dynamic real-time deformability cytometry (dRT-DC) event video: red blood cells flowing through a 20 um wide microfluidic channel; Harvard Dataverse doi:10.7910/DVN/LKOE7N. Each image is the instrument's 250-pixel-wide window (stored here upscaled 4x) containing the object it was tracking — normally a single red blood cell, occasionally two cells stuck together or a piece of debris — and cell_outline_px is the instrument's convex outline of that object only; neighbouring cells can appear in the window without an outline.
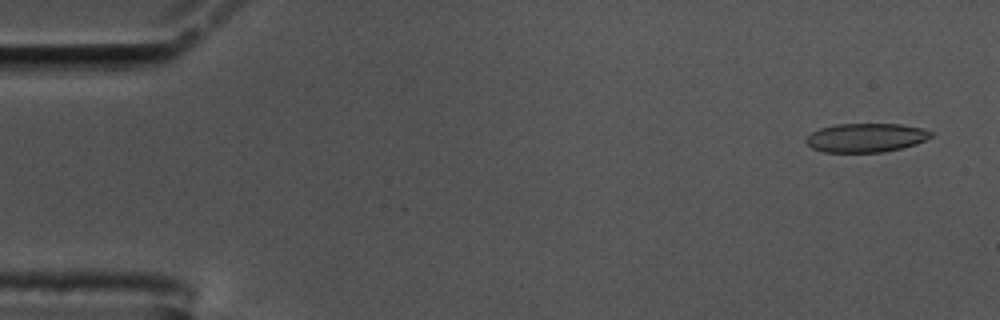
{"species": "common noctule bat (a hibernating species)", "species_latin": "Nyctalus noctula", "temperature_condition": "cold", "stored_images_in_passage": 56, "camera_frame_rate_fps": 3000, "um_per_image_px": 0.085, "animal": {"sex": "male", "body_mass_g": 17.5, "forearm_length_mm": 52.3}, "frame": {"image": 1, "passage_image": 3, "time_ms": 0.667, "image_size_px": [1000, 320], "cell_outline_px": [[936, 132], [932, 136], [916, 144], [884, 152], [824, 152], [812, 148], [804, 140], [812, 132], [820, 128], [836, 124], [900, 124], [920, 128]], "centroid_in_image_um": [73.61, 11.7], "position_along_channel_um": 11.4, "area_um2": 20.98}}
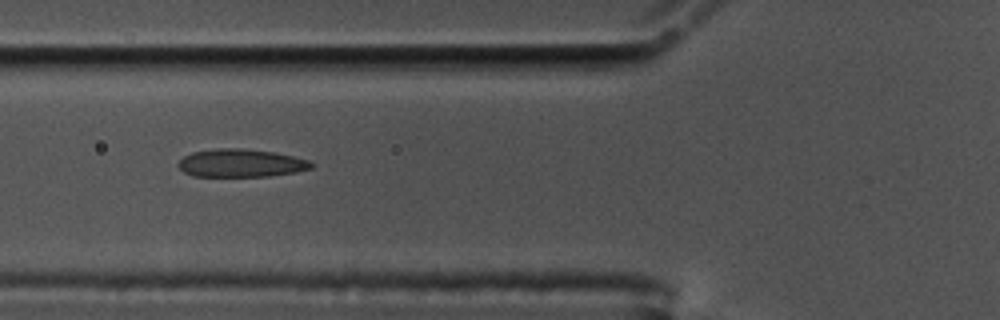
{"frame": {"image": 2, "passage_image": 21, "time_ms": 6.667, "image_size_px": [1000, 320], "cell_outline_px": [[316, 164], [312, 168], [296, 172], [268, 176], [192, 176], [184, 172], [176, 164], [184, 156], [192, 152], [216, 148], [240, 148], [276, 152], [308, 160]], "centroid_in_image_um": [20.48, 13.86], "position_along_channel_um": 105.3, "area_um2": 21.79}}
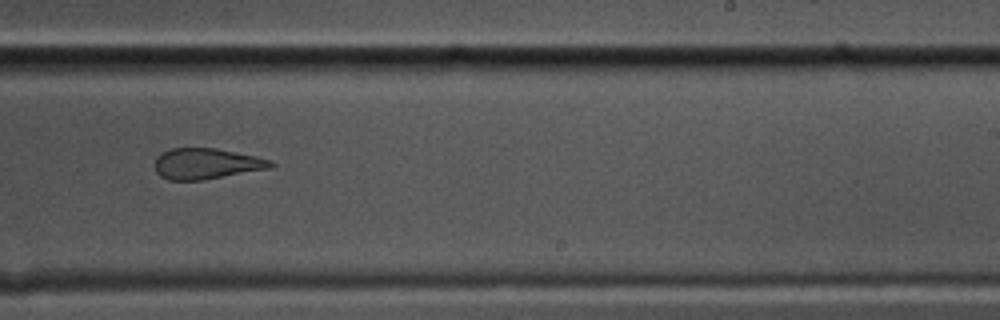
{"frame": {"image": 3, "passage_image": 35, "time_ms": 11.333, "image_size_px": [1000, 320], "cell_outline_px": [[276, 164], [272, 168], [204, 180], [168, 180], [160, 176], [156, 172], [156, 156], [160, 152], [168, 148], [216, 148], [256, 156], [272, 160]], "centroid_in_image_um": [17.56, 13.91], "position_along_channel_um": 271.4, "area_um2": 21.1}, "authors_computed_cell_mechanics": {"area_um2": 22.2241, "velocity_mm_per_s": 3.5631, "shape_relaxation_time_tau1_ms": 10.5915, "shape_relaxation_time_tau2_ms": 1.4515, "deformation_change_tau1": 0.2644, "deformation_change_tau2": 0.1109}}